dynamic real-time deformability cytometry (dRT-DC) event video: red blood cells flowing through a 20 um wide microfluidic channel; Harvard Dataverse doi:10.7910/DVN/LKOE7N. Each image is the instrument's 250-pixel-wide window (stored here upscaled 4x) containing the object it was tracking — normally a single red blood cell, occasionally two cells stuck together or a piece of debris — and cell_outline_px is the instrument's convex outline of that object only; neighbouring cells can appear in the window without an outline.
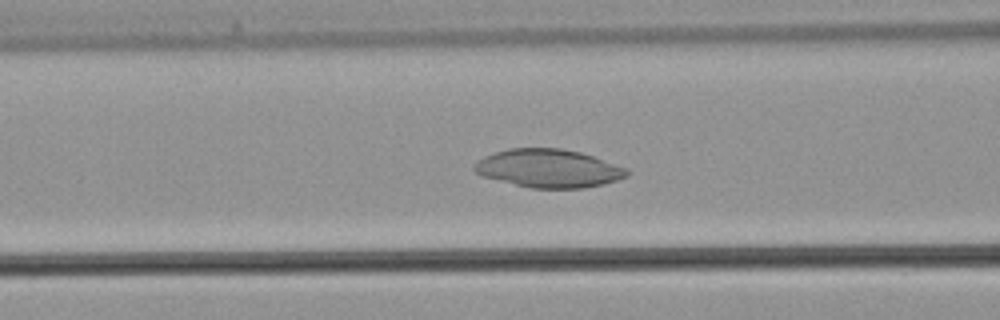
{"species": "common noctule bat (a hibernating species)", "species_latin": "Nyctalus noctula", "temperature_condition": "warm", "stored_images_in_passage": 45, "camera_frame_rate_fps": 3000, "um_per_image_px": 0.085, "animal": {"sex": "male", "body_mass_g": 21.5, "forearm_length_mm": 52.0}, "frame": {"image": 1, "passage_image": 17, "time_ms": 5.333, "image_size_px": [1000, 320], "cell_outline_px": [[632, 172], [628, 176], [604, 184], [584, 188], [528, 188], [480, 176], [472, 168], [476, 160], [484, 156], [508, 148], [560, 148], [580, 152], [628, 168]], "centroid_in_image_um": [46.61, 14.32], "position_along_channel_um": 120.0, "area_um2": 34.33}}
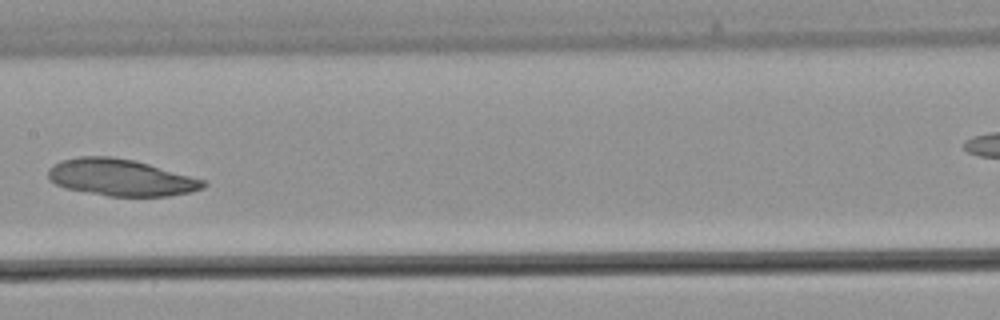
{"frame": {"image": 2, "passage_image": 22, "time_ms": 7.0, "image_size_px": [1000, 320], "cell_outline_px": [[208, 184], [204, 188], [192, 192], [168, 196], [108, 196], [64, 188], [48, 180], [48, 172], [60, 160], [80, 156], [112, 156], [136, 160], [204, 180]], "centroid_in_image_um": [10.28, 15.09], "position_along_channel_um": 197.1, "area_um2": 33.29}}
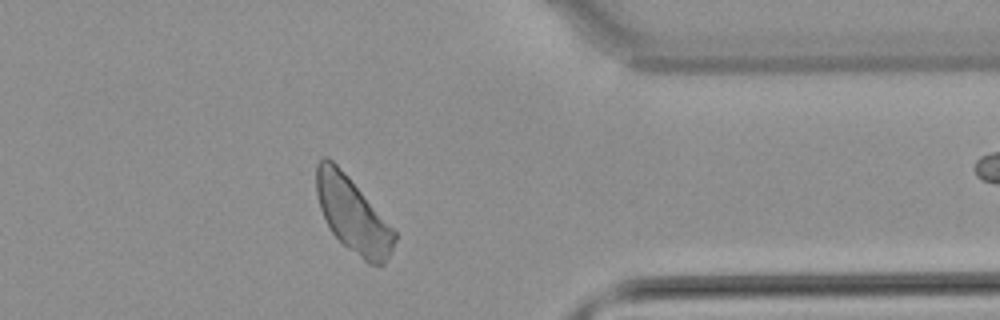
{"frame": {"image": 3, "passage_image": 35, "time_ms": 11.333, "image_size_px": [1000, 320], "cell_outline_px": [[396, 240], [384, 264], [380, 268], [368, 264], [348, 248], [332, 232], [320, 208], [316, 192], [316, 164], [324, 156], [332, 160], [348, 176], [396, 232]], "centroid_in_image_um": [29.98, 18.28], "position_along_channel_um": 381.4, "area_um2": 33.64}}